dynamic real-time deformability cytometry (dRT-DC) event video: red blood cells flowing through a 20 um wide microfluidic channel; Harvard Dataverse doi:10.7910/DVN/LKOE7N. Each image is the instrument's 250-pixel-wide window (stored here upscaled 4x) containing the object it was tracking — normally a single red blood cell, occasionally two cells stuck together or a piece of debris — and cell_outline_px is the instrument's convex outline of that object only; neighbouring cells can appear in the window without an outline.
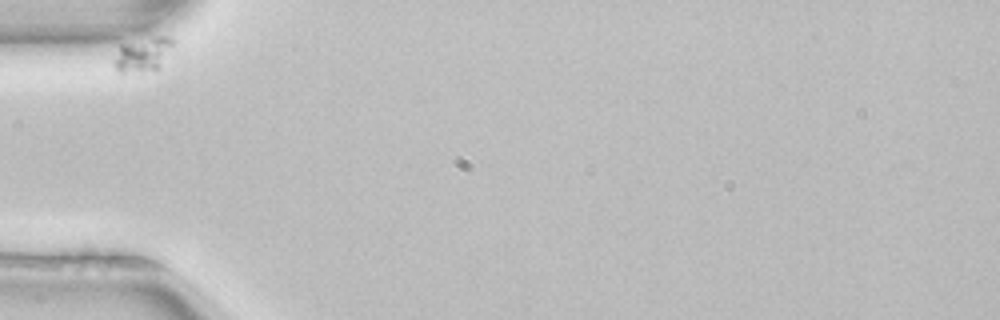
{"species": "common noctule bat (a hibernating species)", "species_latin": "Nyctalus noctula", "temperature_condition": "room temperature", "stored_images_in_passage": 3, "camera_frame_rate_fps": 3000, "um_per_image_px": 0.085, "animal": {"sex": "female", "body_mass_g": 22.7, "forearm_length_mm": 54.2}, "frame": {"image": 1, "passage_image": 1, "time_ms": 0.0, "image_size_px": [1000, 320], "cell_outline_px": [[176, 40], [156, 68], [124, 72], [120, 72], [112, 64], [112, 60], [120, 44], [160, 36], [164, 36]], "centroid_in_image_um": [12.06, 4.58], "position_along_channel_um": 72.9, "area_um2": 11.1}}